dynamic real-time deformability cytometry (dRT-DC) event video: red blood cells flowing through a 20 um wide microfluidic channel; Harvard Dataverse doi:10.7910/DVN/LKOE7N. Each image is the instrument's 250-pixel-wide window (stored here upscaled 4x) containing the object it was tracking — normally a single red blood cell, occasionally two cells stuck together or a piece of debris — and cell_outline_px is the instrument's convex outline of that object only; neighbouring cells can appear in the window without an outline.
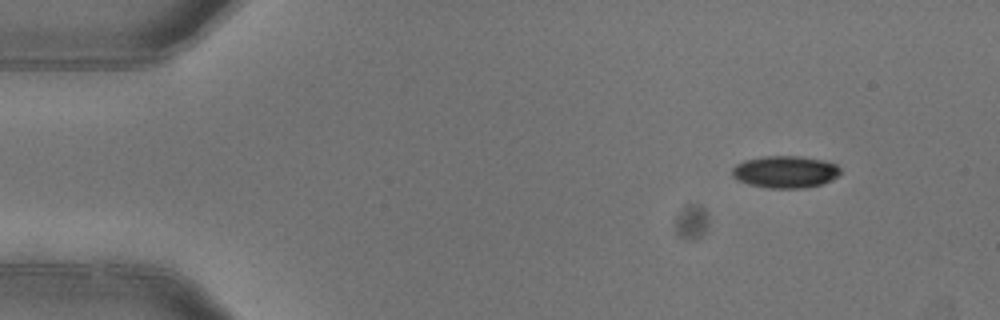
{"species": "common noctule bat (a hibernating species)", "species_latin": "Nyctalus noctula", "temperature_condition": "warm", "stored_images_in_passage": 2, "camera_frame_rate_fps": 3000, "um_per_image_px": 0.085, "animal": {"sex": "female"}, "frame": {"image": 1, "passage_image": 1, "time_ms": 0.0, "image_size_px": [1000, 320], "cell_outline_px": [[840, 176], [832, 180], [820, 184], [804, 188], [768, 188], [748, 184], [736, 180], [732, 176], [732, 168], [736, 164], [744, 160], [760, 156], [800, 156], [824, 160], [836, 164], [840, 168]], "centroid_in_image_um": [66.73, 14.6], "position_along_channel_um": 18.3, "area_um2": 20.52}}